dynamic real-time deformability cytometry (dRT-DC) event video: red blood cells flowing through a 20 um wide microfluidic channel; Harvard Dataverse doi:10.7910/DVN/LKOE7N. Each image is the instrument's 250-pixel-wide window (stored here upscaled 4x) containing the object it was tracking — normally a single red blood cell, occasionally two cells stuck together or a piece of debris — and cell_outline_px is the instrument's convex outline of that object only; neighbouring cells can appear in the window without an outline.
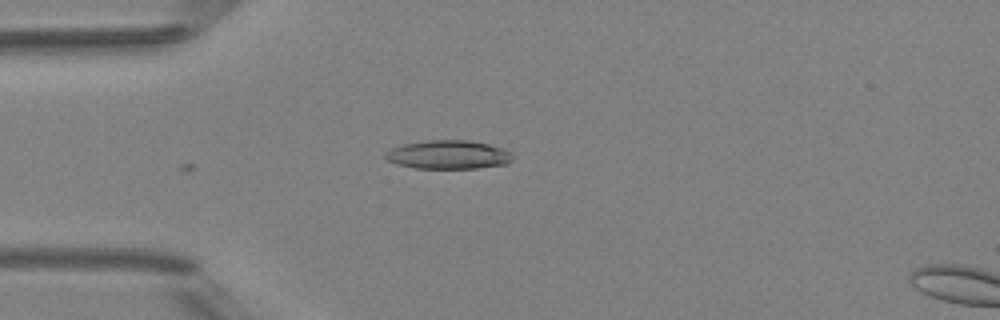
{"species": "Egyptian fruit bat (a non-hibernating species)", "species_latin": "Rousettus aegyptiacus", "temperature_condition": "room temperature", "stored_images_in_passage": 5, "camera_frame_rate_fps": 3000, "um_per_image_px": 0.085, "animal": {"sex": "female"}, "frame": {"image": 1, "passage_image": 4, "time_ms": 3.667, "image_size_px": [1000, 320], "cell_outline_px": [[512, 160], [508, 164], [476, 168], [416, 168], [396, 164], [388, 160], [384, 156], [384, 152], [392, 148], [404, 144], [428, 140], [468, 140], [488, 144], [504, 148], [512, 152]], "centroid_in_image_um": [38.13, 13.15], "position_along_channel_um": 46.9, "area_um2": 21.33}}